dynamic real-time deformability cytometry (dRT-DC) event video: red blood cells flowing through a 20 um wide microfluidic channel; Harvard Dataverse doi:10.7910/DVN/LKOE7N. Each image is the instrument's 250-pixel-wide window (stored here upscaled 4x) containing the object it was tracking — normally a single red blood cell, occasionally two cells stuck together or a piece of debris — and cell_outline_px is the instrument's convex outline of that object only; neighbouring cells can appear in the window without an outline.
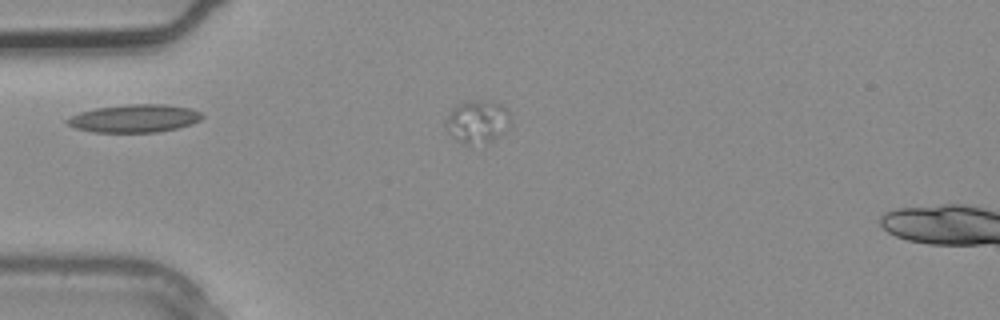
{"species": "common noctule bat (a hibernating species)", "species_latin": "Nyctalus noctula", "temperature_condition": "warm", "stored_images_in_passage": 3, "camera_frame_rate_fps": 3000, "um_per_image_px": 0.085, "animal": {"sex": "male", "body_mass_g": 20.4}, "frame": {"image": 1, "passage_image": 2, "time_ms": 0.333, "image_size_px": [1000, 320], "cell_outline_px": [[204, 116], [200, 120], [192, 124], [176, 128], [156, 132], [92, 132], [76, 128], [64, 124], [64, 120], [80, 112], [96, 108], [128, 104], [164, 104], [188, 108], [200, 112]], "centroid_in_image_um": [11.4, 10.07], "position_along_channel_um": 73.6, "area_um2": 21.91}}